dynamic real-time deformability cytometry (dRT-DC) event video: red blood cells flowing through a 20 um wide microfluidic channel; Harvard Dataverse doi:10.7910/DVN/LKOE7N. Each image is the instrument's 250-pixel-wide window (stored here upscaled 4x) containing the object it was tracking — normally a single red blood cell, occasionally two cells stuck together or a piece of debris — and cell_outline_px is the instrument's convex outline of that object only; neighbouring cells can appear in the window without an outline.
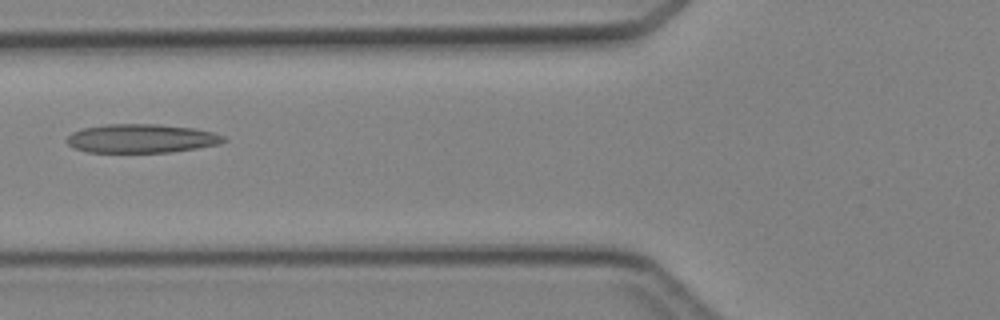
{"species": "Egyptian fruit bat (a non-hibernating species)", "species_latin": "Rousettus aegyptiacus", "temperature_condition": "cold", "stored_images_in_passage": 6, "camera_frame_rate_fps": 3000, "um_per_image_px": 0.085, "animal": {"sex": "female"}, "frame": {"image": 1, "passage_image": 6, "time_ms": 5.667, "image_size_px": [1000, 320], "cell_outline_px": [[228, 140], [220, 144], [172, 152], [88, 152], [72, 148], [68, 144], [68, 136], [72, 132], [84, 128], [104, 124], [160, 124], [192, 128], [212, 132], [224, 136]], "centroid_in_image_um": [12.02, 11.77], "position_along_channel_um": 113.8, "area_um2": 26.3}}